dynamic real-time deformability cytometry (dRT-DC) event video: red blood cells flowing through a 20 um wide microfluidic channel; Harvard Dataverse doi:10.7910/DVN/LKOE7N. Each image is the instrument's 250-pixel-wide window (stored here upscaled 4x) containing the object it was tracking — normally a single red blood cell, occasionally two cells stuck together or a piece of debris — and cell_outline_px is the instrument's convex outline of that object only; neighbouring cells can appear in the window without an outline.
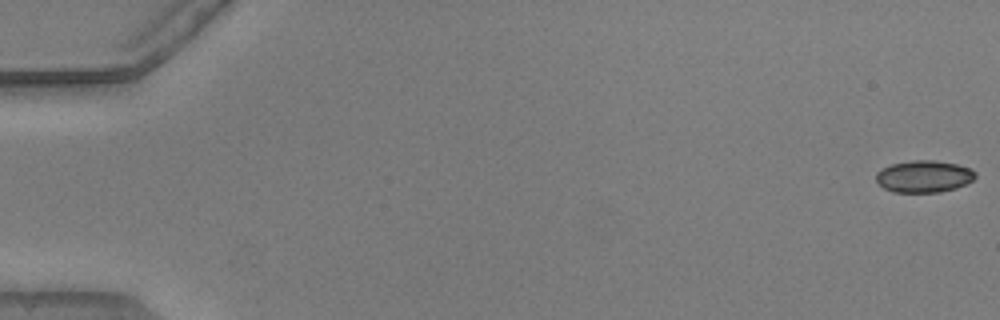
{"species": "common noctule bat (a hibernating species)", "species_latin": "Nyctalus noctula", "temperature_condition": "warm", "stored_images_in_passage": 13, "camera_frame_rate_fps": 3000, "um_per_image_px": 0.085, "animal": {"sex": "male", "body_mass_g": 20.5, "forearm_length_mm": 52.5}, "frame": {"image": 1, "passage_image": 1, "time_ms": 0.0, "image_size_px": [1000, 320], "cell_outline_px": [[976, 176], [972, 180], [956, 188], [940, 192], [892, 192], [884, 188], [876, 180], [876, 172], [880, 168], [892, 164], [912, 160], [936, 160], [956, 164], [972, 168], [976, 172]], "centroid_in_image_um": [78.53, 14.99], "position_along_channel_um": 6.5, "area_um2": 18.61}}